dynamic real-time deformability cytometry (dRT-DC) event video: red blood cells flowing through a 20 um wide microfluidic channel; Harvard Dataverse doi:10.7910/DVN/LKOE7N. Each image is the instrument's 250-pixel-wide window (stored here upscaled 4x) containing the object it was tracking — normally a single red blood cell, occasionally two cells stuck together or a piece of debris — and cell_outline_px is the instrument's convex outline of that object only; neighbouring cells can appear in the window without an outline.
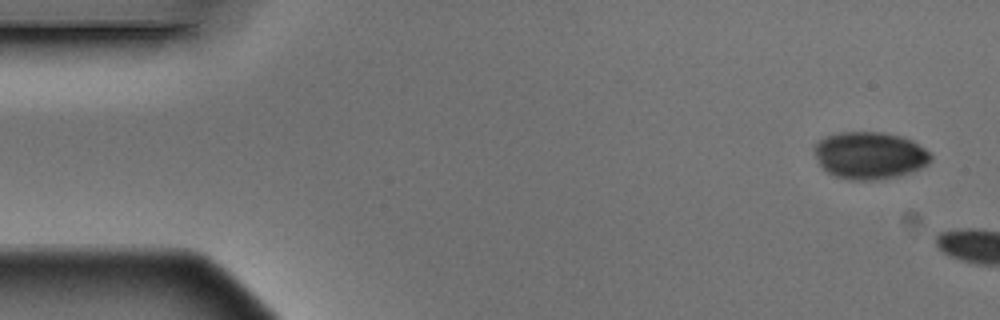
{"species": "Egyptian fruit bat (a non-hibernating species)", "species_latin": "Rousettus aegyptiacus", "temperature_condition": "warm", "stored_images_in_passage": 3, "camera_frame_rate_fps": 3000, "um_per_image_px": 0.085, "animal": {"sex": "male"}, "frame": {"image": 1, "passage_image": 1, "time_ms": 0.0, "image_size_px": [1000, 320], "cell_outline_px": [[932, 160], [928, 164], [912, 172], [896, 176], [872, 180], [848, 180], [832, 176], [820, 164], [812, 148], [824, 136], [840, 132], [884, 132], [900, 136], [912, 140], [924, 148], [932, 156]], "centroid_in_image_um": [73.91, 13.21], "position_along_channel_um": 11.1, "area_um2": 32.14}}